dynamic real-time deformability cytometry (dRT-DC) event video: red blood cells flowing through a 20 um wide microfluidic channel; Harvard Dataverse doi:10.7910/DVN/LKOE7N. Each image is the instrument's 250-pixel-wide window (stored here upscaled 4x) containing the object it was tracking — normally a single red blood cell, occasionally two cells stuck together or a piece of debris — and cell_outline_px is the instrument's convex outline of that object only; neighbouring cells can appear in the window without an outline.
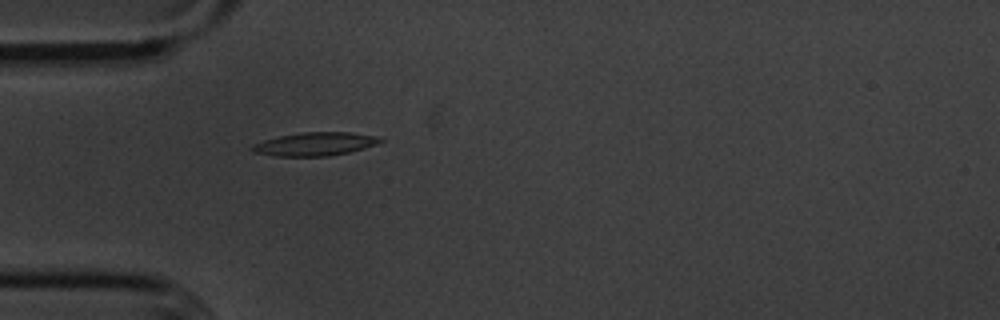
{"species": "common noctule bat (a hibernating species)", "species_latin": "Nyctalus noctula", "temperature_condition": "cold", "stored_images_in_passage": 33, "camera_frame_rate_fps": 3000, "um_per_image_px": 0.085, "animal": {"sex": "male", "body_mass_g": 20.1, "forearm_length_mm": 53.5}, "frame": {"image": 1, "passage_image": 1, "time_ms": 0.0, "image_size_px": [1000, 320], "cell_outline_px": [[384, 140], [376, 144], [364, 148], [348, 152], [328, 156], [276, 156], [252, 152], [248, 148], [252, 144], [264, 140], [280, 136], [304, 132], [348, 132], [380, 136]], "centroid_in_image_um": [26.75, 12.24], "position_along_channel_um": 58.2, "area_um2": 17.46}}
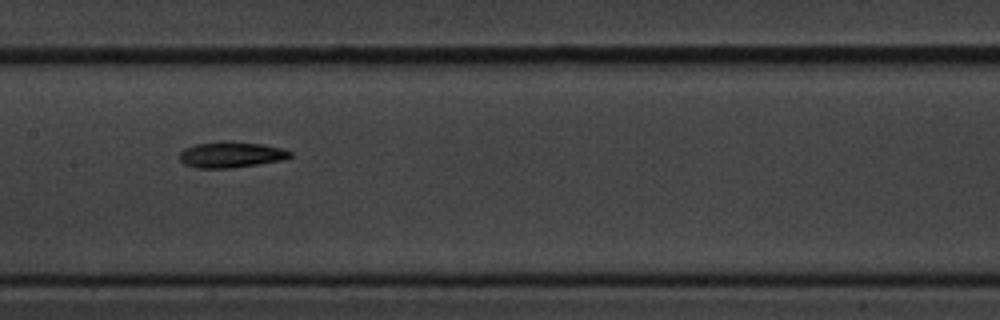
{"frame": {"image": 2, "passage_image": 12, "time_ms": 3.667, "image_size_px": [1000, 320], "cell_outline_px": [[292, 156], [280, 160], [256, 164], [228, 168], [196, 168], [184, 164], [180, 160], [180, 152], [184, 148], [196, 144], [224, 140], [232, 140], [264, 144], [284, 148], [292, 152]], "centroid_in_image_um": [19.63, 13.12], "position_along_channel_um": 187.8, "area_um2": 16.88}}
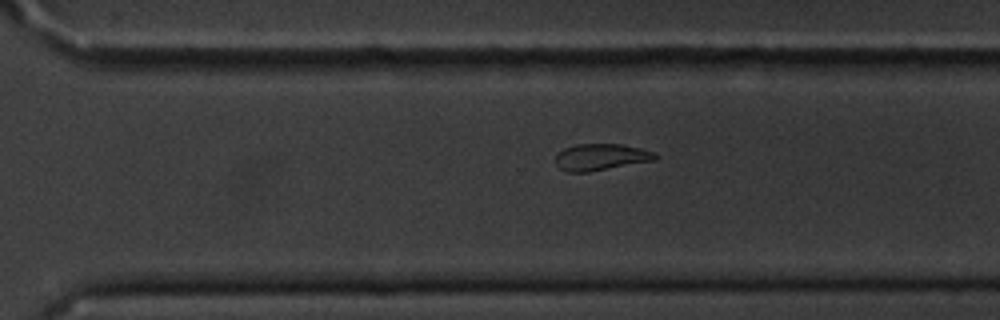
{"frame": {"image": 3, "passage_image": 23, "time_ms": 7.333, "image_size_px": [1000, 320], "cell_outline_px": [[660, 156], [656, 160], [588, 172], [568, 172], [560, 168], [556, 164], [556, 152], [564, 148], [576, 144], [620, 144], [640, 148], [656, 152]], "centroid_in_image_um": [51.09, 13.34], "position_along_channel_um": 319.5, "area_um2": 15.61}, "authors_computed_cell_mechanics": {"area_um2": 16.5886, "velocity_mm_per_s": 3.6151, "shape_relaxation_time_tau1_ms": 5.6942, "shape_relaxation_time_tau2_ms": null, "deformation_change_tau1": 0.1353, "deformation_change_tau2": null}}